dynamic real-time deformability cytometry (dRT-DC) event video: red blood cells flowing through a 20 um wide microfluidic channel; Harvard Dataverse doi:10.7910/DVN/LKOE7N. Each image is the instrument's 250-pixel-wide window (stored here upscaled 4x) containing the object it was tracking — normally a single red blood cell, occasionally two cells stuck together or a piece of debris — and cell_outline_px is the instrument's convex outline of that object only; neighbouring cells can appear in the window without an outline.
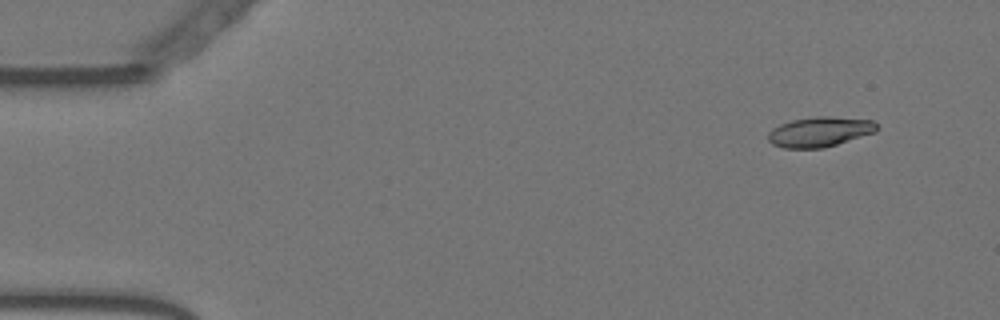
{"species": "Egyptian fruit bat (a non-hibernating species)", "species_latin": "Rousettus aegyptiacus", "temperature_condition": "warm", "stored_images_in_passage": 56, "camera_frame_rate_fps": 3000, "um_per_image_px": 0.085, "animal": {"sex": "female"}, "frame": {"image": 1, "passage_image": 5, "time_ms": 1.333, "image_size_px": [1000, 320], "cell_outline_px": [[876, 132], [824, 148], [784, 148], [772, 144], [768, 140], [768, 132], [772, 128], [780, 124], [792, 120], [816, 116], [832, 116], [872, 120], [876, 124]], "centroid_in_image_um": [69.65, 11.2], "position_along_channel_um": 15.3, "area_um2": 19.02}}
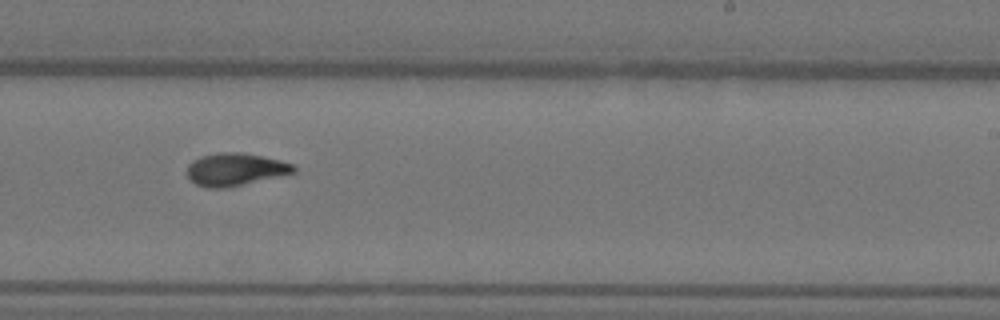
{"frame": {"image": 2, "passage_image": 35, "time_ms": 11.333, "image_size_px": [1000, 320], "cell_outline_px": [[296, 172], [228, 188], [208, 188], [196, 184], [188, 176], [188, 164], [192, 160], [204, 156], [220, 152], [240, 152], [280, 160], [292, 164], [296, 168]], "centroid_in_image_um": [20.0, 14.41], "position_along_channel_um": 269.0, "area_um2": 20.06}}
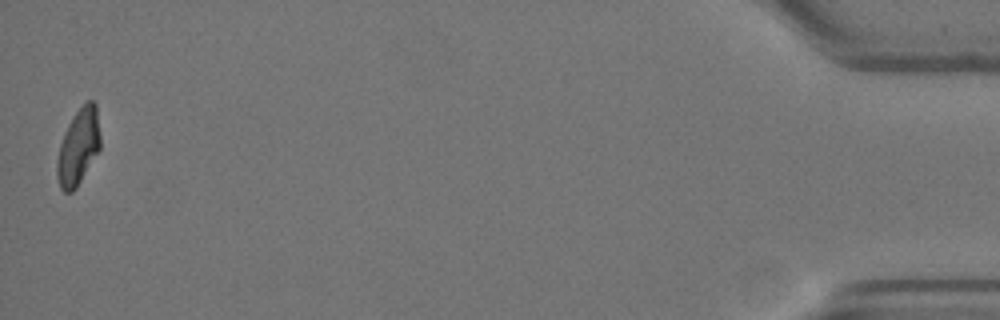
{"frame": {"image": 3, "passage_image": 56, "time_ms": 18.333, "image_size_px": [1000, 320], "cell_outline_px": [[100, 148], [76, 188], [72, 192], [64, 192], [60, 188], [56, 176], [56, 164], [60, 144], [64, 132], [72, 116], [88, 100], [92, 100], [96, 104], [100, 136]], "centroid_in_image_um": [6.64, 12.49], "position_along_channel_um": 428.6, "area_um2": 19.07}, "authors_computed_cell_mechanics": {"area_um2": 19.5075, "velocity_mm_per_s": 3.6103, "shape_relaxation_time_tau1_ms": 9.4194, "shape_relaxation_time_tau2_ms": 2.9177, "deformation_change_tau1": 0.2568, "deformation_change_tau2": 0.089}}